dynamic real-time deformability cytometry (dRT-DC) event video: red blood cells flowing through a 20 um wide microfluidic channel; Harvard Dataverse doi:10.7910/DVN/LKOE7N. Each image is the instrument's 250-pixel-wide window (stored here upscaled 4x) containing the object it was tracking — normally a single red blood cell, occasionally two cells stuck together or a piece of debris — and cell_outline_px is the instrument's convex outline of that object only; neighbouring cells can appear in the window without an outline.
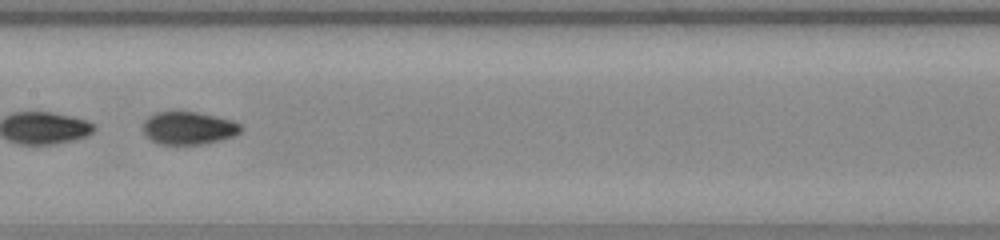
{"species": "common noctule bat (a hibernating species)", "species_latin": "Nyctalus noctula", "temperature_condition": "warm", "stored_images_in_passage": 53, "segment_of_instrument_passage": [2, 2], "camera_frame_rate_fps": 3000, "um_per_image_px": 0.085, "animal": {"sex": "female", "body_mass_g": 23.0, "forearm_length_mm": 53.4}, "frame": {"image": 1, "passage_image": 27, "time_ms": 8.667, "image_size_px": [1000, 240], "cell_outline_px": [[244, 128], [240, 132], [232, 136], [220, 140], [200, 144], [160, 144], [152, 140], [144, 132], [144, 120], [148, 116], [156, 112], [196, 112], [232, 120], [240, 124]], "centroid_in_image_um": [16.04, 10.88], "position_along_channel_um": 191.4, "area_um2": 18.44}}